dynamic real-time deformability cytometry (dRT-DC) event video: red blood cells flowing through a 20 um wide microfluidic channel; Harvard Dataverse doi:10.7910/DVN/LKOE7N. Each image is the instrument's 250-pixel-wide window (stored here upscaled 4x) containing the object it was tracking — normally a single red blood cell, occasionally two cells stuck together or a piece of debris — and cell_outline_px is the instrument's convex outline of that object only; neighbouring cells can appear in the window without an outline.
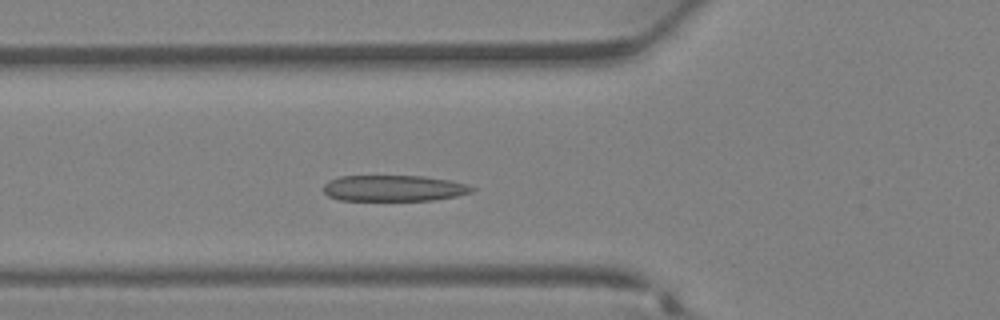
{"species": "Egyptian fruit bat (a non-hibernating species)", "species_latin": "Rousettus aegyptiacus", "temperature_condition": "warm", "stored_images_in_passage": 22, "camera_frame_rate_fps": 3000, "um_per_image_px": 0.085, "animal": {"sex": "female"}, "frame": {"image": 1, "passage_image": 6, "time_ms": 1.667, "image_size_px": [1000, 320], "cell_outline_px": [[476, 188], [472, 192], [456, 196], [432, 200], [340, 200], [328, 196], [324, 192], [324, 184], [328, 180], [340, 176], [424, 176], [448, 180], [464, 184]], "centroid_in_image_um": [33.44, 16.0], "position_along_channel_um": 92.4, "area_um2": 22.43}}
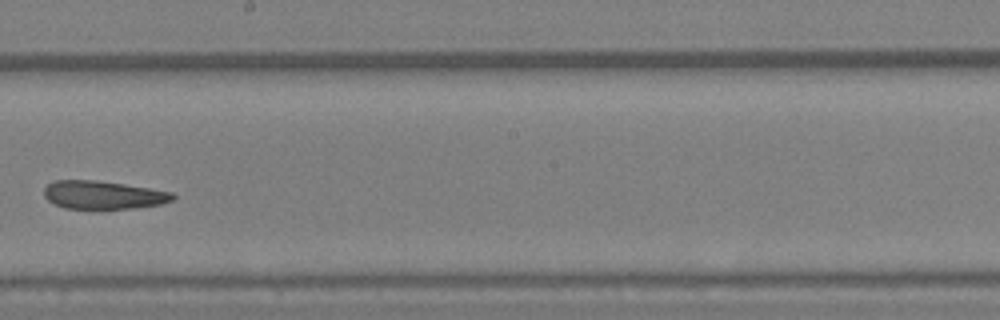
{"frame": {"image": 2, "passage_image": 14, "time_ms": 4.333, "image_size_px": [1000, 320], "cell_outline_px": [[176, 196], [172, 200], [160, 204], [132, 208], [64, 208], [48, 200], [44, 196], [44, 188], [52, 180], [92, 180], [124, 184], [172, 192]], "centroid_in_image_um": [8.74, 16.56], "position_along_channel_um": 239.5, "area_um2": 20.87}}
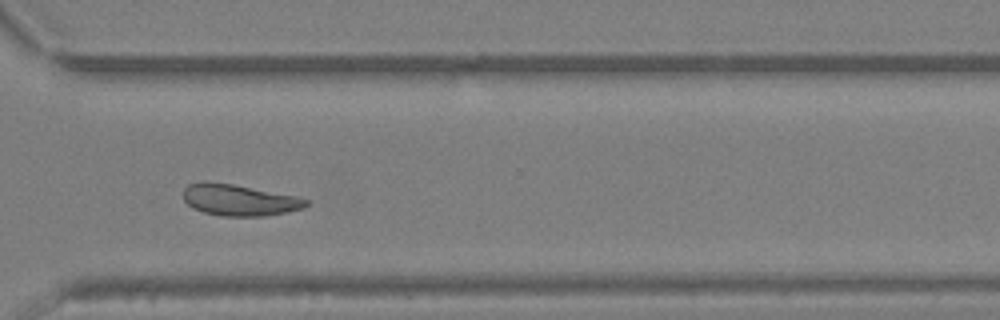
{"frame": {"image": 3, "passage_image": 20, "time_ms": 6.333, "image_size_px": [1000, 320], "cell_outline_px": [[308, 204], [304, 208], [288, 212], [264, 216], [220, 216], [204, 212], [192, 208], [184, 200], [184, 188], [188, 184], [204, 180], [232, 184], [296, 196], [308, 200]], "centroid_in_image_um": [20.31, 17.0], "position_along_channel_um": 350.3, "area_um2": 22.48}}